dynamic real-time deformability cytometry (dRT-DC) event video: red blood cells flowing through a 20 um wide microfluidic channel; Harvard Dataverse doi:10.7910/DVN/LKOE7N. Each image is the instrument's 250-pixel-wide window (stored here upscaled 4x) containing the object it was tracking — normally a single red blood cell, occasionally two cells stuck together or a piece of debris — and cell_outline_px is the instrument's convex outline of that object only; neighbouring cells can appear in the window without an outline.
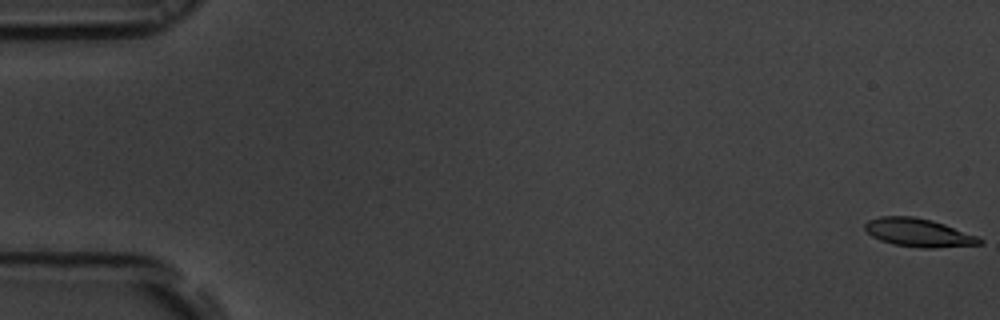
{"species": "common noctule bat (a hibernating species)", "species_latin": "Nyctalus noctula", "temperature_condition": "room temperature", "stored_images_in_passage": 56, "camera_frame_rate_fps": 3000, "um_per_image_px": 0.085, "animal": {"sex": "male", "body_mass_g": 19.5, "forearm_length_mm": 54.6}, "frame": {"image": 1, "passage_image": 1, "time_ms": 0.0, "image_size_px": [1000, 320], "cell_outline_px": [[984, 244], [932, 248], [920, 248], [892, 244], [880, 240], [872, 236], [864, 228], [864, 224], [868, 220], [880, 216], [912, 216], [932, 220], [944, 224], [976, 236], [984, 240]], "centroid_in_image_um": [78.06, 19.78], "position_along_channel_um": 6.9, "area_um2": 18.9}}
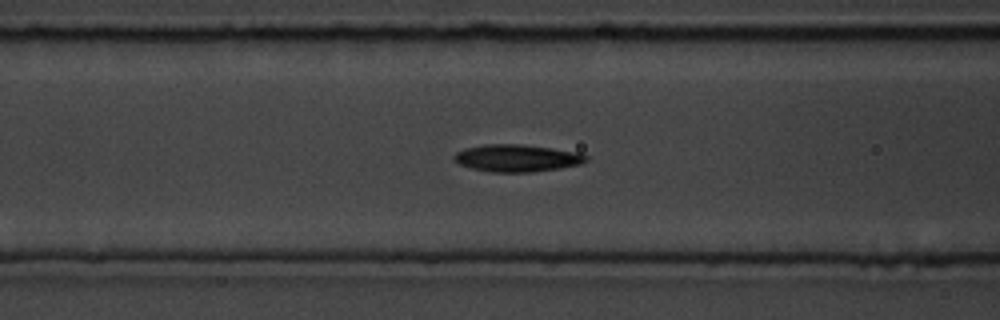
{"frame": {"image": 2, "passage_image": 23, "time_ms": 7.333, "image_size_px": [1000, 320], "cell_outline_px": [[588, 160], [580, 164], [560, 168], [532, 172], [492, 172], [472, 168], [460, 164], [452, 156], [456, 152], [464, 148], [484, 144], [524, 144], [580, 152], [588, 156]], "centroid_in_image_um": [43.96, 13.43], "position_along_channel_um": 122.6, "area_um2": 21.04}}
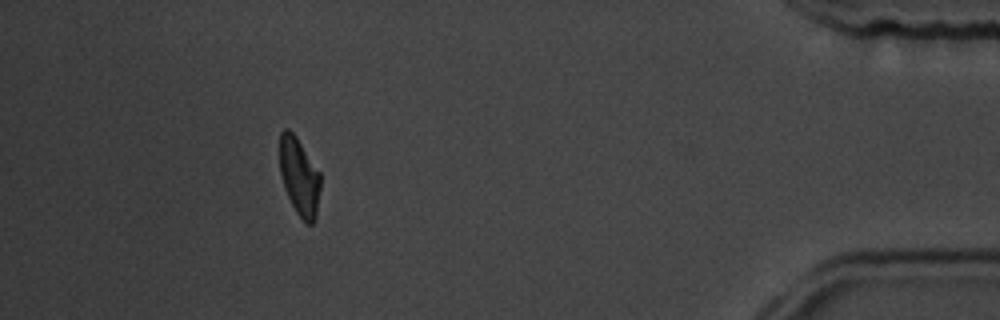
{"frame": {"image": 3, "passage_image": 51, "time_ms": 16.667, "image_size_px": [1000, 320], "cell_outline_px": [[320, 188], [316, 216], [312, 224], [304, 224], [296, 212], [284, 188], [280, 172], [280, 132], [284, 128], [288, 128], [296, 136], [320, 172]], "centroid_in_image_um": [25.44, 15.02], "position_along_channel_um": 409.8, "area_um2": 18.5}, "authors_computed_cell_mechanics": {"area_um2": 19.6809, "velocity_mm_per_s": 3.6843, "shape_relaxation_time_tau1_ms": 3.4205, "shape_relaxation_time_tau2_ms": 4.8316, "deformation_change_tau1": 0.1458, "deformation_change_tau2": 0.1229}}